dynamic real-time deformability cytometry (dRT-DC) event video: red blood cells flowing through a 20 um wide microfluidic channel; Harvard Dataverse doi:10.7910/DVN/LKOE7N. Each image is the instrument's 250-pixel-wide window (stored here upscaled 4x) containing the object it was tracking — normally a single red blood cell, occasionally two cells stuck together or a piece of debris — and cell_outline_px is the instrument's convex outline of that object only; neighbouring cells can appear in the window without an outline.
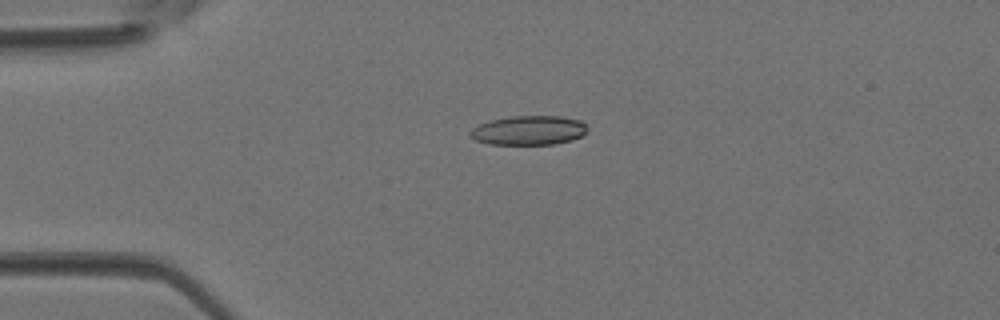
{"species": "Egyptian fruit bat (a non-hibernating species)", "species_latin": "Rousettus aegyptiacus", "temperature_condition": "room temperature", "stored_images_in_passage": 4, "camera_frame_rate_fps": 3000, "um_per_image_px": 0.085, "animal": {"sex": "female"}, "frame": {"image": 1, "passage_image": 3, "time_ms": 0.667, "image_size_px": [1000, 320], "cell_outline_px": [[588, 128], [580, 136], [572, 140], [552, 144], [488, 144], [476, 140], [468, 136], [468, 132], [472, 128], [480, 124], [492, 120], [512, 116], [560, 116], [580, 120]], "centroid_in_image_um": [44.91, 11.08], "position_along_channel_um": 40.1, "area_um2": 19.88}}
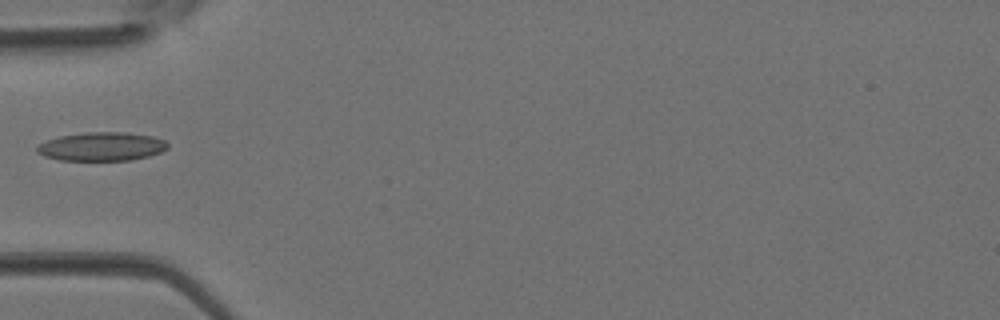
{"frame": {"image": 2, "passage_image": 4, "time_ms": 1.0, "image_size_px": [1000, 320], "cell_outline_px": [[168, 148], [160, 152], [148, 156], [132, 160], [60, 160], [44, 156], [36, 152], [36, 148], [40, 144], [48, 140], [60, 136], [88, 132], [128, 132], [152, 136], [164, 140], [168, 144]], "centroid_in_image_um": [8.66, 12.45], "position_along_channel_um": 76.3, "area_um2": 21.73}}